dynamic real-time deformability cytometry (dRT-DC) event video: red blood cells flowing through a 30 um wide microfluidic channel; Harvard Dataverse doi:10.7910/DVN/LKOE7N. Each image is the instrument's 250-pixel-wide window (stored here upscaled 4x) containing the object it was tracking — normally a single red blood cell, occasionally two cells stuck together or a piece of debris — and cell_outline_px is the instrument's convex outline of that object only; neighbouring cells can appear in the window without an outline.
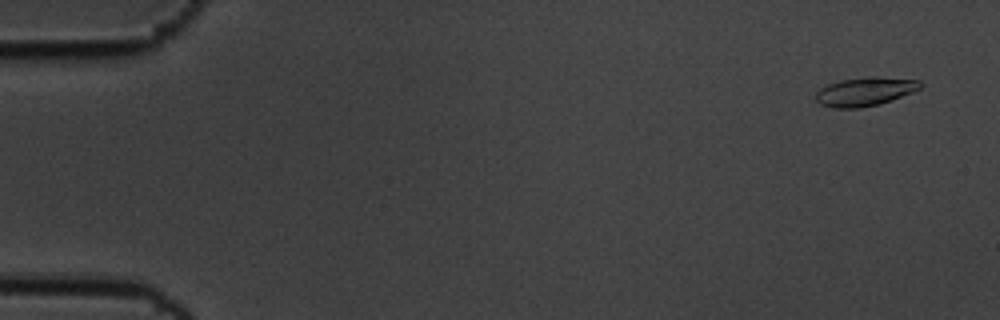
{"species": "common noctule bat (a hibernating species)", "species_latin": "Nyctalus noctula", "temperature_condition": "cold", "stored_images_in_passage": 58, "camera_frame_rate_fps": 3000, "um_per_image_px": 0.085, "animal": {"sex": "male", "body_mass_g": 19.5, "forearm_length_mm": 54.6}, "frame": {"image": 1, "passage_image": 3, "time_ms": 0.667, "image_size_px": [1000, 320], "cell_outline_px": [[924, 84], [920, 88], [912, 92], [892, 100], [880, 104], [860, 108], [832, 108], [820, 104], [816, 100], [816, 92], [820, 88], [828, 84], [840, 80], [868, 76], [876, 76], [920, 80]], "centroid_in_image_um": [73.53, 7.78], "position_along_channel_um": 11.5, "area_um2": 17.69}}
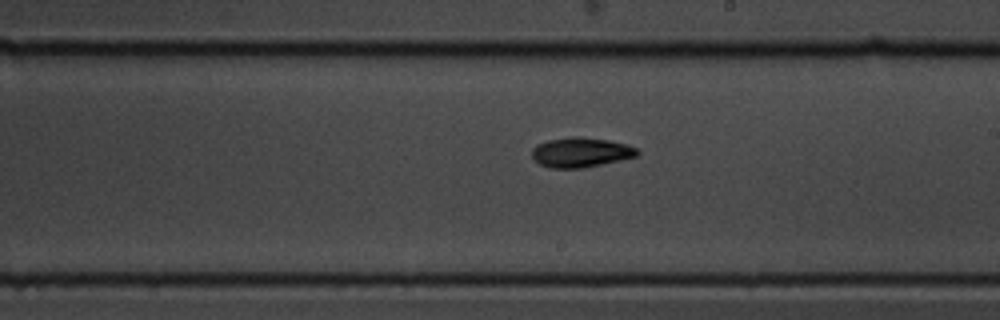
{"frame": {"image": 2, "passage_image": 34, "time_ms": 11.0, "image_size_px": [1000, 320], "cell_outline_px": [[640, 152], [636, 156], [620, 160], [584, 168], [548, 168], [540, 164], [532, 156], [532, 148], [536, 144], [548, 140], [608, 140], [628, 144], [636, 148]], "centroid_in_image_um": [49.37, 13.01], "position_along_channel_um": 239.6, "area_um2": 17.4}}
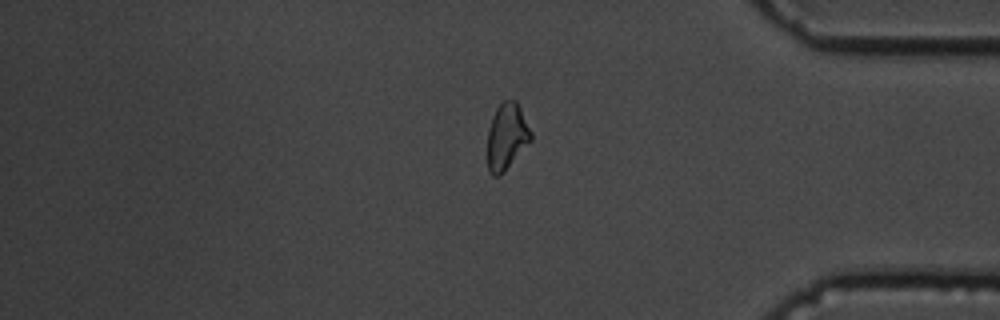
{"frame": {"image": 3, "passage_image": 49, "time_ms": 16.0, "image_size_px": [1000, 320], "cell_outline_px": [[532, 140], [504, 172], [500, 176], [492, 176], [488, 172], [488, 128], [492, 116], [496, 108], [504, 100], [516, 100], [532, 132]], "centroid_in_image_um": [43.07, 11.62], "position_along_channel_um": 392.1, "area_um2": 16.94}, "authors_computed_cell_mechanics": {"area_um2": 17.4267, "velocity_mm_per_s": 3.4687, "shape_relaxation_time_tau1_ms": 3.5059, "shape_relaxation_time_tau2_ms": null, "deformation_change_tau1": 0.1463, "deformation_change_tau2": null}}